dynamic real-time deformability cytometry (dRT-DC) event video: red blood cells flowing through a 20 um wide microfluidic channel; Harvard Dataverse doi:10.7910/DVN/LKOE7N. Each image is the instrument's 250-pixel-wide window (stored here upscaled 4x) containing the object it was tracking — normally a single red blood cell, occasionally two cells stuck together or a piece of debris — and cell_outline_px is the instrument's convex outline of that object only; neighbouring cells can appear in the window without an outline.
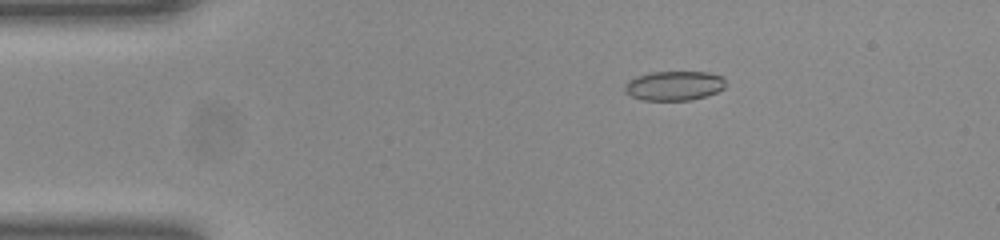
{"species": "common noctule bat (a hibernating species)", "species_latin": "Nyctalus noctula", "temperature_condition": "room temperature", "stored_images_in_passage": 51, "camera_frame_rate_fps": 3000, "um_per_image_px": 0.085, "animal": {"sex": "female", "body_mass_g": 23.0, "forearm_length_mm": 53.4}, "frame": {"image": 1, "passage_image": 9, "time_ms": 2.667, "image_size_px": [1000, 240], "cell_outline_px": [[724, 88], [716, 92], [692, 100], [640, 100], [624, 92], [624, 84], [628, 80], [636, 76], [652, 72], [708, 72], [724, 76]], "centroid_in_image_um": [57.27, 7.28], "position_along_channel_um": 27.7, "area_um2": 17.4}}
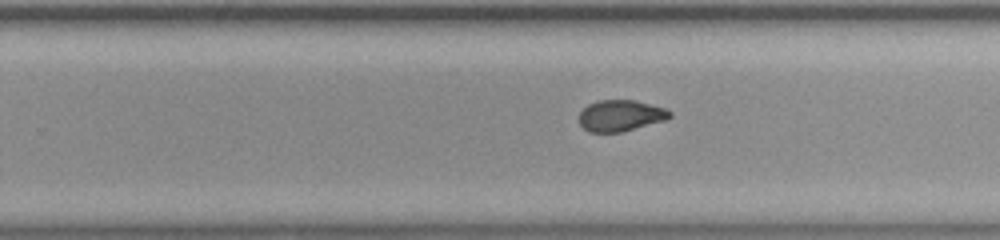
{"frame": {"image": 2, "passage_image": 32, "time_ms": 10.333, "image_size_px": [1000, 240], "cell_outline_px": [[672, 116], [668, 120], [620, 132], [588, 132], [580, 124], [580, 112], [588, 104], [600, 100], [636, 100], [664, 108], [672, 112]], "centroid_in_image_um": [52.78, 9.83], "position_along_channel_um": 277.0, "area_um2": 16.53}}
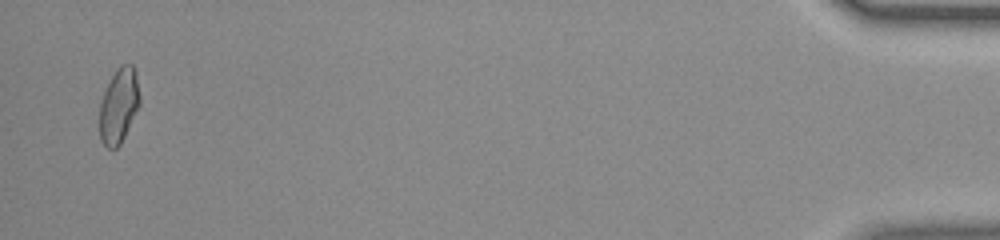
{"frame": {"image": 3, "passage_image": 50, "time_ms": 16.333, "image_size_px": [1000, 240], "cell_outline_px": [[140, 104], [120, 144], [116, 148], [108, 148], [100, 140], [100, 104], [104, 92], [116, 68], [120, 64], [132, 64], [136, 72], [140, 96]], "centroid_in_image_um": [10.11, 8.95], "position_along_channel_um": 425.1, "area_um2": 17.4}, "authors_computed_cell_mechanics": {"area_um2": 17.34, "velocity_mm_per_s": 4.0014, "shape_relaxation_time_tau1_ms": null, "shape_relaxation_time_tau2_ms": 1.1271, "deformation_change_tau1": null, "deformation_change_tau2": 0.0579}}